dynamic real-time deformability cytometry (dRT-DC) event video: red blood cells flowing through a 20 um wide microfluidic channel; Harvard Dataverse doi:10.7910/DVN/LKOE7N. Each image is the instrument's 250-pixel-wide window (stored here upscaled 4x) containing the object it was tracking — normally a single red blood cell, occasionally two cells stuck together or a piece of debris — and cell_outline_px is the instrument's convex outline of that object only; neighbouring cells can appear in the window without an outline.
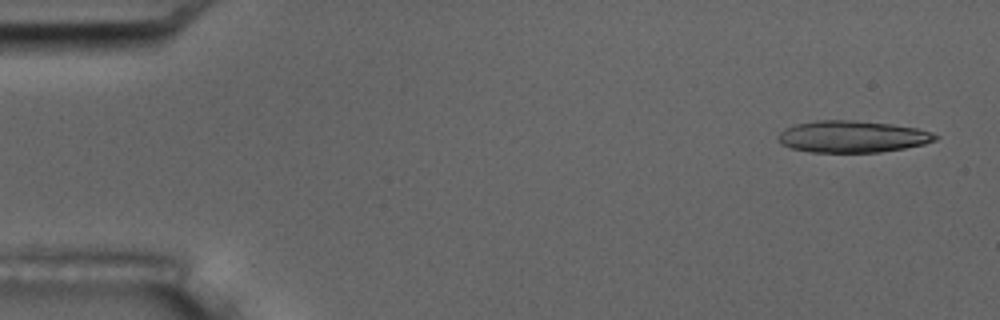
{"species": "common noctule bat (a hibernating species)", "species_latin": "Nyctalus noctula", "temperature_condition": "room temperature", "stored_images_in_passage": 4, "camera_frame_rate_fps": 3000, "um_per_image_px": 0.085, "animal": {"sex": "male", "body_mass_g": 17.5, "forearm_length_mm": 52.3}, "frame": {"image": 1, "passage_image": 1, "time_ms": 0.0, "image_size_px": [1000, 320], "cell_outline_px": [[940, 136], [936, 140], [924, 144], [904, 148], [880, 152], [808, 152], [792, 148], [784, 144], [780, 140], [780, 132], [784, 128], [796, 124], [816, 120], [856, 120], [892, 124], [916, 128], [932, 132]], "centroid_in_image_um": [72.49, 11.6], "position_along_channel_um": 12.5, "area_um2": 29.02}}